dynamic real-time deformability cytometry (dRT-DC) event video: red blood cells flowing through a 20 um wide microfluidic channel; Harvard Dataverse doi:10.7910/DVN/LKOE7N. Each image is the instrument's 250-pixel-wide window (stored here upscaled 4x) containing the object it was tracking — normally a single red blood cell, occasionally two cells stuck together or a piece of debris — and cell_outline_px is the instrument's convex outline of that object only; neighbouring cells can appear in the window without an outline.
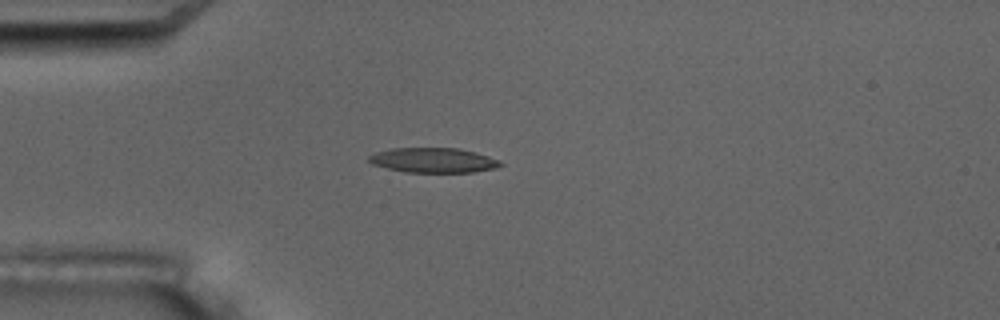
{"species": "common noctule bat (a hibernating species)", "species_latin": "Nyctalus noctula", "temperature_condition": "room temperature", "stored_images_in_passage": 7, "camera_frame_rate_fps": 3000, "um_per_image_px": 0.085, "animal": {"sex": "male", "body_mass_g": 17.5, "forearm_length_mm": 52.3}, "frame": {"image": 1, "passage_image": 5, "time_ms": 4.667, "image_size_px": [1000, 320], "cell_outline_px": [[504, 164], [496, 168], [472, 172], [408, 172], [388, 168], [372, 164], [368, 160], [368, 156], [376, 152], [392, 148], [460, 148], [476, 152], [500, 160]], "centroid_in_image_um": [36.86, 13.61], "position_along_channel_um": 48.1, "area_um2": 19.02}}